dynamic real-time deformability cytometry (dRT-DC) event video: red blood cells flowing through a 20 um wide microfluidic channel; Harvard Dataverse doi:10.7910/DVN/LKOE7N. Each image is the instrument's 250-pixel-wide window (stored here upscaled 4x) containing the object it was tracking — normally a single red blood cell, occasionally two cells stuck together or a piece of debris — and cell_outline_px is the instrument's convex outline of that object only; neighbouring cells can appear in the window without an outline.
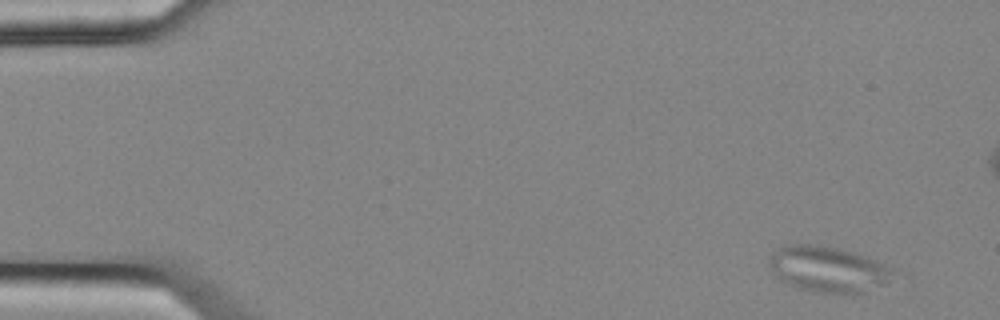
{"species": "common noctule bat (a hibernating species)", "species_latin": "Nyctalus noctula", "temperature_condition": "cold", "stored_images_in_passage": 6, "camera_frame_rate_fps": 3000, "um_per_image_px": 0.085, "animal": {"sex": "female", "body_mass_g": 25.1}, "frame": {"image": 1, "passage_image": 1, "time_ms": 0.0, "image_size_px": [1000, 320], "cell_outline_px": [[892, 268], [884, 284], [860, 292], [812, 292], [796, 288], [780, 280], [772, 272], [772, 252], [784, 244], [816, 244], [836, 248], [852, 252], [864, 256], [884, 264]], "centroid_in_image_um": [70.29, 22.86], "position_along_channel_um": 14.7, "area_um2": 32.14}}